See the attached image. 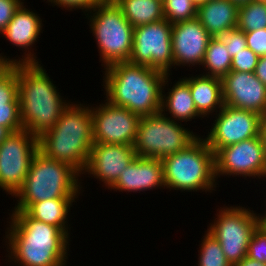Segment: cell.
<instances>
[{"label":"cell","instance_id":"obj_1","mask_svg":"<svg viewBox=\"0 0 266 266\" xmlns=\"http://www.w3.org/2000/svg\"><path fill=\"white\" fill-rule=\"evenodd\" d=\"M9 216L10 227L5 232L8 262L18 266H60L68 262L71 240L63 230L33 219L25 211H12Z\"/></svg>","mask_w":266,"mask_h":266},{"label":"cell","instance_id":"obj_2","mask_svg":"<svg viewBox=\"0 0 266 266\" xmlns=\"http://www.w3.org/2000/svg\"><path fill=\"white\" fill-rule=\"evenodd\" d=\"M104 70L102 86L107 101L140 117L160 112L166 73L129 61L111 64Z\"/></svg>","mask_w":266,"mask_h":266},{"label":"cell","instance_id":"obj_3","mask_svg":"<svg viewBox=\"0 0 266 266\" xmlns=\"http://www.w3.org/2000/svg\"><path fill=\"white\" fill-rule=\"evenodd\" d=\"M23 129L40 137L58 121L68 101L39 63H15ZM52 80V81H51ZM67 101V102H66Z\"/></svg>","mask_w":266,"mask_h":266},{"label":"cell","instance_id":"obj_4","mask_svg":"<svg viewBox=\"0 0 266 266\" xmlns=\"http://www.w3.org/2000/svg\"><path fill=\"white\" fill-rule=\"evenodd\" d=\"M74 103L70 102L56 124L38 137V146L46 157L67 163L82 175L94 145L93 121L89 104Z\"/></svg>","mask_w":266,"mask_h":266},{"label":"cell","instance_id":"obj_5","mask_svg":"<svg viewBox=\"0 0 266 266\" xmlns=\"http://www.w3.org/2000/svg\"><path fill=\"white\" fill-rule=\"evenodd\" d=\"M80 176L69 164L48 158L38 150L23 185L14 195L18 200L12 211H26L33 203L53 198H79L84 191Z\"/></svg>","mask_w":266,"mask_h":266},{"label":"cell","instance_id":"obj_6","mask_svg":"<svg viewBox=\"0 0 266 266\" xmlns=\"http://www.w3.org/2000/svg\"><path fill=\"white\" fill-rule=\"evenodd\" d=\"M162 166L165 186L170 191H216L215 154L203 136L183 150L164 157Z\"/></svg>","mask_w":266,"mask_h":266},{"label":"cell","instance_id":"obj_7","mask_svg":"<svg viewBox=\"0 0 266 266\" xmlns=\"http://www.w3.org/2000/svg\"><path fill=\"white\" fill-rule=\"evenodd\" d=\"M89 13V14H88ZM85 13L97 43L102 67L129 61L133 49L134 27L113 0H102Z\"/></svg>","mask_w":266,"mask_h":266},{"label":"cell","instance_id":"obj_8","mask_svg":"<svg viewBox=\"0 0 266 266\" xmlns=\"http://www.w3.org/2000/svg\"><path fill=\"white\" fill-rule=\"evenodd\" d=\"M182 125L161 111L140 117L133 144L136 156L162 160L188 147L200 135Z\"/></svg>","mask_w":266,"mask_h":266},{"label":"cell","instance_id":"obj_9","mask_svg":"<svg viewBox=\"0 0 266 266\" xmlns=\"http://www.w3.org/2000/svg\"><path fill=\"white\" fill-rule=\"evenodd\" d=\"M217 218L207 230L218 240L229 263L234 266L247 256L250 238L261 223L259 214L242 206L218 208Z\"/></svg>","mask_w":266,"mask_h":266},{"label":"cell","instance_id":"obj_10","mask_svg":"<svg viewBox=\"0 0 266 266\" xmlns=\"http://www.w3.org/2000/svg\"><path fill=\"white\" fill-rule=\"evenodd\" d=\"M129 62L172 75V24L164 19L135 27Z\"/></svg>","mask_w":266,"mask_h":266},{"label":"cell","instance_id":"obj_11","mask_svg":"<svg viewBox=\"0 0 266 266\" xmlns=\"http://www.w3.org/2000/svg\"><path fill=\"white\" fill-rule=\"evenodd\" d=\"M38 150V137L24 129L11 133L0 143V189L14 197Z\"/></svg>","mask_w":266,"mask_h":266},{"label":"cell","instance_id":"obj_12","mask_svg":"<svg viewBox=\"0 0 266 266\" xmlns=\"http://www.w3.org/2000/svg\"><path fill=\"white\" fill-rule=\"evenodd\" d=\"M261 118L256 112L224 104L204 139L216 154L221 148L259 136Z\"/></svg>","mask_w":266,"mask_h":266},{"label":"cell","instance_id":"obj_13","mask_svg":"<svg viewBox=\"0 0 266 266\" xmlns=\"http://www.w3.org/2000/svg\"><path fill=\"white\" fill-rule=\"evenodd\" d=\"M225 175L266 177V157L260 136L226 146L215 154L216 180Z\"/></svg>","mask_w":266,"mask_h":266},{"label":"cell","instance_id":"obj_14","mask_svg":"<svg viewBox=\"0 0 266 266\" xmlns=\"http://www.w3.org/2000/svg\"><path fill=\"white\" fill-rule=\"evenodd\" d=\"M103 103L90 106L94 143L133 146L140 116L107 100Z\"/></svg>","mask_w":266,"mask_h":266},{"label":"cell","instance_id":"obj_15","mask_svg":"<svg viewBox=\"0 0 266 266\" xmlns=\"http://www.w3.org/2000/svg\"><path fill=\"white\" fill-rule=\"evenodd\" d=\"M221 81L225 105L266 115V86L254 72L230 71Z\"/></svg>","mask_w":266,"mask_h":266},{"label":"cell","instance_id":"obj_16","mask_svg":"<svg viewBox=\"0 0 266 266\" xmlns=\"http://www.w3.org/2000/svg\"><path fill=\"white\" fill-rule=\"evenodd\" d=\"M211 38L197 18L172 24L173 67L201 66Z\"/></svg>","mask_w":266,"mask_h":266},{"label":"cell","instance_id":"obj_17","mask_svg":"<svg viewBox=\"0 0 266 266\" xmlns=\"http://www.w3.org/2000/svg\"><path fill=\"white\" fill-rule=\"evenodd\" d=\"M136 157L132 145L94 143L83 174L103 182L109 190Z\"/></svg>","mask_w":266,"mask_h":266},{"label":"cell","instance_id":"obj_18","mask_svg":"<svg viewBox=\"0 0 266 266\" xmlns=\"http://www.w3.org/2000/svg\"><path fill=\"white\" fill-rule=\"evenodd\" d=\"M38 15L39 14L31 9H27L23 2L15 11L11 21L1 33L12 45L19 47V49L22 48L21 50L25 51L23 52L24 55H22V58H14L15 63H41V61L39 62V59L34 55L35 53L32 48L34 47L33 44H35L38 38H40V33H43V19Z\"/></svg>","mask_w":266,"mask_h":266},{"label":"cell","instance_id":"obj_19","mask_svg":"<svg viewBox=\"0 0 266 266\" xmlns=\"http://www.w3.org/2000/svg\"><path fill=\"white\" fill-rule=\"evenodd\" d=\"M166 189L162 160L136 157L117 181L109 188L120 192H144L151 189Z\"/></svg>","mask_w":266,"mask_h":266},{"label":"cell","instance_id":"obj_20","mask_svg":"<svg viewBox=\"0 0 266 266\" xmlns=\"http://www.w3.org/2000/svg\"><path fill=\"white\" fill-rule=\"evenodd\" d=\"M170 75L167 74L163 86H162V98H161V112L173 119L174 121H180L181 123L192 121L197 117L203 118L196 110L189 84L183 79L179 78L177 82L173 84L170 88H165L169 86L168 82L170 80ZM165 89L168 92L165 94ZM168 112V113H166ZM170 115V116H168ZM196 117V118H195Z\"/></svg>","mask_w":266,"mask_h":266},{"label":"cell","instance_id":"obj_21","mask_svg":"<svg viewBox=\"0 0 266 266\" xmlns=\"http://www.w3.org/2000/svg\"><path fill=\"white\" fill-rule=\"evenodd\" d=\"M183 79L189 84L197 112L203 118L209 115L214 118L212 114L215 112L213 115H216L224 105L221 79L203 74L184 76Z\"/></svg>","mask_w":266,"mask_h":266},{"label":"cell","instance_id":"obj_22","mask_svg":"<svg viewBox=\"0 0 266 266\" xmlns=\"http://www.w3.org/2000/svg\"><path fill=\"white\" fill-rule=\"evenodd\" d=\"M196 18L211 37L237 28L238 7L230 0H209L197 7Z\"/></svg>","mask_w":266,"mask_h":266},{"label":"cell","instance_id":"obj_23","mask_svg":"<svg viewBox=\"0 0 266 266\" xmlns=\"http://www.w3.org/2000/svg\"><path fill=\"white\" fill-rule=\"evenodd\" d=\"M77 198H53L33 203L25 212L35 220L63 230L70 237L68 215ZM69 229V231H68Z\"/></svg>","mask_w":266,"mask_h":266},{"label":"cell","instance_id":"obj_24","mask_svg":"<svg viewBox=\"0 0 266 266\" xmlns=\"http://www.w3.org/2000/svg\"><path fill=\"white\" fill-rule=\"evenodd\" d=\"M124 17L135 28L164 20L163 2L160 0H113Z\"/></svg>","mask_w":266,"mask_h":266},{"label":"cell","instance_id":"obj_25","mask_svg":"<svg viewBox=\"0 0 266 266\" xmlns=\"http://www.w3.org/2000/svg\"><path fill=\"white\" fill-rule=\"evenodd\" d=\"M232 58L226 46L217 37H212L208 43L202 68L203 75L222 79L231 71Z\"/></svg>","mask_w":266,"mask_h":266},{"label":"cell","instance_id":"obj_26","mask_svg":"<svg viewBox=\"0 0 266 266\" xmlns=\"http://www.w3.org/2000/svg\"><path fill=\"white\" fill-rule=\"evenodd\" d=\"M237 28L243 32L266 28V3L250 1L239 7Z\"/></svg>","mask_w":266,"mask_h":266},{"label":"cell","instance_id":"obj_27","mask_svg":"<svg viewBox=\"0 0 266 266\" xmlns=\"http://www.w3.org/2000/svg\"><path fill=\"white\" fill-rule=\"evenodd\" d=\"M202 238L198 250V266H232L224 255L220 243L208 230Z\"/></svg>","mask_w":266,"mask_h":266},{"label":"cell","instance_id":"obj_28","mask_svg":"<svg viewBox=\"0 0 266 266\" xmlns=\"http://www.w3.org/2000/svg\"><path fill=\"white\" fill-rule=\"evenodd\" d=\"M164 18L170 23L196 18L197 7L191 0H164Z\"/></svg>","mask_w":266,"mask_h":266},{"label":"cell","instance_id":"obj_29","mask_svg":"<svg viewBox=\"0 0 266 266\" xmlns=\"http://www.w3.org/2000/svg\"><path fill=\"white\" fill-rule=\"evenodd\" d=\"M0 104H20L15 66L0 78Z\"/></svg>","mask_w":266,"mask_h":266},{"label":"cell","instance_id":"obj_30","mask_svg":"<svg viewBox=\"0 0 266 266\" xmlns=\"http://www.w3.org/2000/svg\"><path fill=\"white\" fill-rule=\"evenodd\" d=\"M247 257L266 264V225L262 222L250 238Z\"/></svg>","mask_w":266,"mask_h":266},{"label":"cell","instance_id":"obj_31","mask_svg":"<svg viewBox=\"0 0 266 266\" xmlns=\"http://www.w3.org/2000/svg\"><path fill=\"white\" fill-rule=\"evenodd\" d=\"M0 125L12 133L23 130L20 116V104H0Z\"/></svg>","mask_w":266,"mask_h":266},{"label":"cell","instance_id":"obj_32","mask_svg":"<svg viewBox=\"0 0 266 266\" xmlns=\"http://www.w3.org/2000/svg\"><path fill=\"white\" fill-rule=\"evenodd\" d=\"M217 38L226 46L231 58L247 48L245 33L238 28L219 34Z\"/></svg>","mask_w":266,"mask_h":266},{"label":"cell","instance_id":"obj_33","mask_svg":"<svg viewBox=\"0 0 266 266\" xmlns=\"http://www.w3.org/2000/svg\"><path fill=\"white\" fill-rule=\"evenodd\" d=\"M259 56L250 48H245L232 58L231 71L254 72Z\"/></svg>","mask_w":266,"mask_h":266},{"label":"cell","instance_id":"obj_34","mask_svg":"<svg viewBox=\"0 0 266 266\" xmlns=\"http://www.w3.org/2000/svg\"><path fill=\"white\" fill-rule=\"evenodd\" d=\"M244 33L247 47L259 57L266 56V28Z\"/></svg>","mask_w":266,"mask_h":266},{"label":"cell","instance_id":"obj_35","mask_svg":"<svg viewBox=\"0 0 266 266\" xmlns=\"http://www.w3.org/2000/svg\"><path fill=\"white\" fill-rule=\"evenodd\" d=\"M101 1L102 0H47L46 3H51L53 7L57 5L59 8L62 7L61 9L65 8L68 11L81 9L83 13H87Z\"/></svg>","mask_w":266,"mask_h":266},{"label":"cell","instance_id":"obj_36","mask_svg":"<svg viewBox=\"0 0 266 266\" xmlns=\"http://www.w3.org/2000/svg\"><path fill=\"white\" fill-rule=\"evenodd\" d=\"M24 0H0V34L11 21L15 11Z\"/></svg>","mask_w":266,"mask_h":266},{"label":"cell","instance_id":"obj_37","mask_svg":"<svg viewBox=\"0 0 266 266\" xmlns=\"http://www.w3.org/2000/svg\"><path fill=\"white\" fill-rule=\"evenodd\" d=\"M254 74L266 86V56L259 57Z\"/></svg>","mask_w":266,"mask_h":266},{"label":"cell","instance_id":"obj_38","mask_svg":"<svg viewBox=\"0 0 266 266\" xmlns=\"http://www.w3.org/2000/svg\"><path fill=\"white\" fill-rule=\"evenodd\" d=\"M15 64V59L7 58L2 53L0 54V78L4 76Z\"/></svg>","mask_w":266,"mask_h":266},{"label":"cell","instance_id":"obj_39","mask_svg":"<svg viewBox=\"0 0 266 266\" xmlns=\"http://www.w3.org/2000/svg\"><path fill=\"white\" fill-rule=\"evenodd\" d=\"M259 136L261 138L265 157H266V115L262 116L261 118Z\"/></svg>","mask_w":266,"mask_h":266},{"label":"cell","instance_id":"obj_40","mask_svg":"<svg viewBox=\"0 0 266 266\" xmlns=\"http://www.w3.org/2000/svg\"><path fill=\"white\" fill-rule=\"evenodd\" d=\"M234 266H266V264L258 262L257 260L251 259L246 256L240 262L236 263Z\"/></svg>","mask_w":266,"mask_h":266},{"label":"cell","instance_id":"obj_41","mask_svg":"<svg viewBox=\"0 0 266 266\" xmlns=\"http://www.w3.org/2000/svg\"><path fill=\"white\" fill-rule=\"evenodd\" d=\"M12 132L2 125H0V143H2Z\"/></svg>","mask_w":266,"mask_h":266},{"label":"cell","instance_id":"obj_42","mask_svg":"<svg viewBox=\"0 0 266 266\" xmlns=\"http://www.w3.org/2000/svg\"><path fill=\"white\" fill-rule=\"evenodd\" d=\"M232 3H234L238 8L247 4L248 2L252 0H230Z\"/></svg>","mask_w":266,"mask_h":266},{"label":"cell","instance_id":"obj_43","mask_svg":"<svg viewBox=\"0 0 266 266\" xmlns=\"http://www.w3.org/2000/svg\"><path fill=\"white\" fill-rule=\"evenodd\" d=\"M191 1L195 4L196 7H199L206 3V0H191Z\"/></svg>","mask_w":266,"mask_h":266},{"label":"cell","instance_id":"obj_44","mask_svg":"<svg viewBox=\"0 0 266 266\" xmlns=\"http://www.w3.org/2000/svg\"><path fill=\"white\" fill-rule=\"evenodd\" d=\"M261 218V222L266 225V215H259Z\"/></svg>","mask_w":266,"mask_h":266},{"label":"cell","instance_id":"obj_45","mask_svg":"<svg viewBox=\"0 0 266 266\" xmlns=\"http://www.w3.org/2000/svg\"><path fill=\"white\" fill-rule=\"evenodd\" d=\"M252 1L266 3V0H252Z\"/></svg>","mask_w":266,"mask_h":266},{"label":"cell","instance_id":"obj_46","mask_svg":"<svg viewBox=\"0 0 266 266\" xmlns=\"http://www.w3.org/2000/svg\"><path fill=\"white\" fill-rule=\"evenodd\" d=\"M266 179V177L263 179V180H265ZM265 206H266V204H265ZM265 213H263V214H260L259 213V215H266V211H264Z\"/></svg>","mask_w":266,"mask_h":266}]
</instances>
